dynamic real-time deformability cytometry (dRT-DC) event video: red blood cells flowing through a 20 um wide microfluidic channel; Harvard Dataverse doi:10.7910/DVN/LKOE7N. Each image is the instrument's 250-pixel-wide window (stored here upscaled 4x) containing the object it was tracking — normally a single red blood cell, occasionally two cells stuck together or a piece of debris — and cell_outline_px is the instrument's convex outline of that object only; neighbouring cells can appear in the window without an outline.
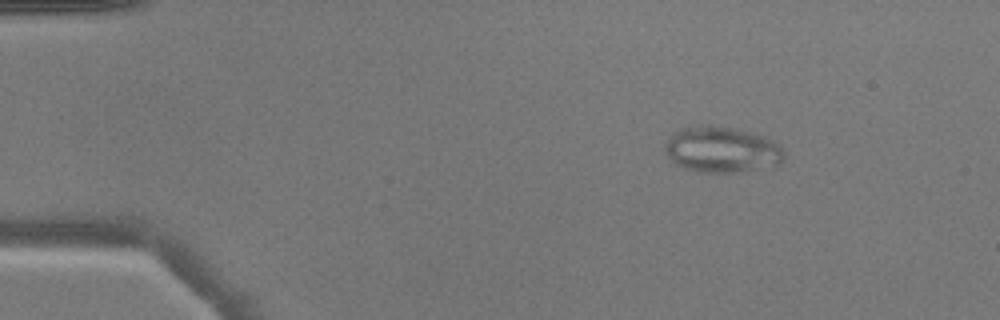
{"species": "common noctule bat (a hibernating species)", "species_latin": "Nyctalus noctula", "temperature_condition": "warm", "stored_images_in_passage": 51, "camera_frame_rate_fps": 3000, "um_per_image_px": 0.085, "animal": {"sex": "male", "body_mass_g": 17.9}, "frame": {"image": 1, "passage_image": 8, "time_ms": 2.333, "image_size_px": [1000, 320], "cell_outline_px": [[784, 160], [780, 164], [772, 168], [736, 172], [696, 172], [684, 168], [676, 164], [668, 156], [664, 148], [664, 144], [672, 132], [680, 128], [700, 124], [708, 124], [732, 128], [764, 136], [772, 140], [784, 152]], "centroid_in_image_um": [61.34, 12.72], "position_along_channel_um": 23.7, "area_um2": 32.31}}
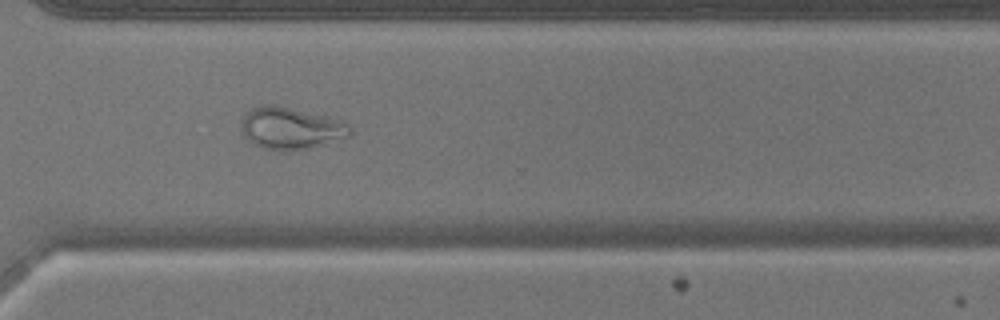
{"frame": {"image": 2, "passage_image": 38, "time_ms": 12.333, "image_size_px": [1000, 320], "cell_outline_px": [[352, 132], [348, 136], [308, 148], [264, 148], [252, 144], [244, 136], [244, 112], [260, 104], [272, 104], [324, 116], [340, 120], [348, 124], [352, 128]], "centroid_in_image_um": [24.71, 10.86], "position_along_channel_um": 345.9, "area_um2": 25.55}}
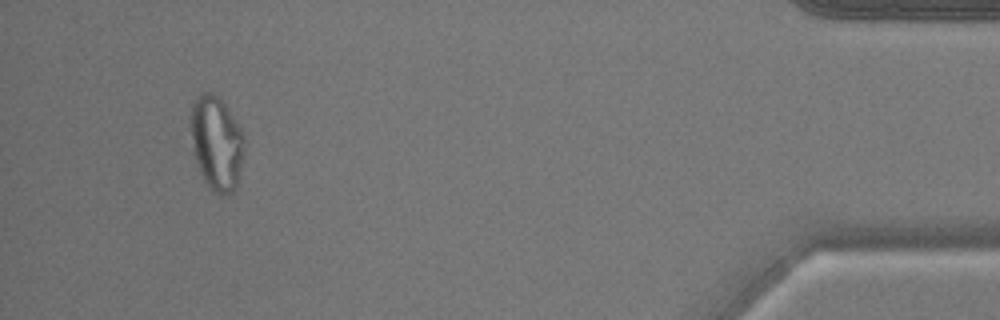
{"frame": {"image": 3, "passage_image": 48, "time_ms": 15.667, "image_size_px": [1000, 320], "cell_outline_px": [[244, 148], [236, 188], [232, 192], [224, 196], [220, 196], [204, 180], [200, 172], [192, 152], [188, 128], [188, 120], [192, 104], [200, 92], [208, 92], [216, 96], [224, 104], [240, 128], [244, 136]], "centroid_in_image_um": [18.34, 12.15], "position_along_channel_um": 416.9, "area_um2": 29.65}}